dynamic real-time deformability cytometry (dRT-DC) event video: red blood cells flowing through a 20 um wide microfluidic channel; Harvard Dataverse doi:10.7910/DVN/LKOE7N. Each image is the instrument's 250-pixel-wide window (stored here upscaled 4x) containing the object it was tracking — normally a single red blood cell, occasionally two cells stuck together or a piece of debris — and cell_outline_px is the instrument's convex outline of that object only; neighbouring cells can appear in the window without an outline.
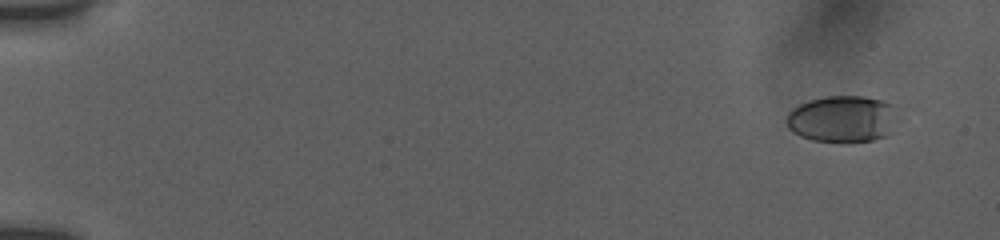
{"species": "human", "species_latin": "Homo sapiens", "temperature_condition": "room temperature", "stored_images_in_passage": 14, "camera_frame_rate_fps": 3000, "um_per_image_px": 0.085, "donor": {"sex": "female"}, "frame": {"image": 1, "passage_image": 2, "time_ms": 1.0, "image_size_px": [1000, 240], "cell_outline_px": [[896, 108], [892, 132], [888, 136], [872, 140], [812, 140], [800, 136], [792, 132], [788, 128], [784, 120], [788, 112], [792, 108], [808, 100], [828, 96], [864, 96], [896, 104]], "centroid_in_image_um": [71.59, 10.08], "position_along_channel_um": 13.4, "area_um2": 30.23}}
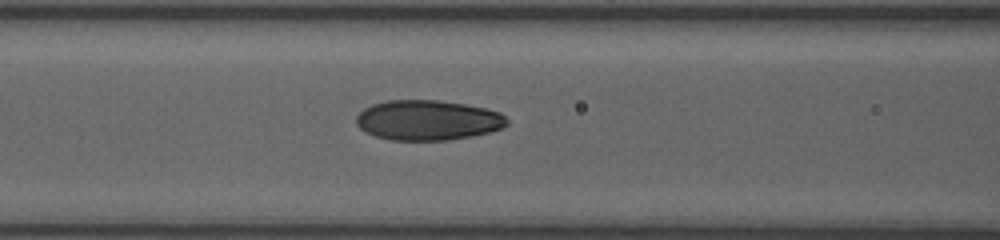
{"frame": {"image": 2, "passage_image": 11, "time_ms": 8.333, "image_size_px": [1000, 240], "cell_outline_px": [[508, 124], [500, 128], [488, 132], [472, 136], [448, 140], [392, 140], [376, 136], [360, 128], [356, 124], [356, 116], [364, 108], [372, 104], [388, 100], [440, 100], [464, 104], [484, 108], [500, 112], [508, 120]], "centroid_in_image_um": [36.35, 10.21], "position_along_channel_um": 130.3, "area_um2": 35.08}}
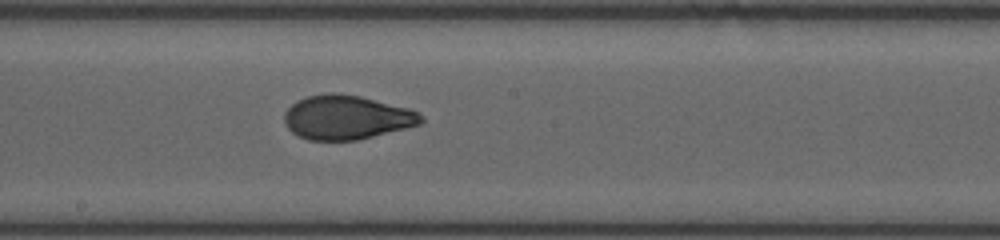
{"frame": {"image": 3, "passage_image": 14, "time_ms": 10.667, "image_size_px": [1000, 240], "cell_outline_px": [[424, 120], [420, 124], [356, 140], [308, 140], [292, 132], [284, 124], [284, 112], [296, 100], [308, 96], [332, 92], [360, 96], [408, 108], [424, 116]], "centroid_in_image_um": [29.43, 9.97], "position_along_channel_um": 218.8, "area_um2": 34.91}}